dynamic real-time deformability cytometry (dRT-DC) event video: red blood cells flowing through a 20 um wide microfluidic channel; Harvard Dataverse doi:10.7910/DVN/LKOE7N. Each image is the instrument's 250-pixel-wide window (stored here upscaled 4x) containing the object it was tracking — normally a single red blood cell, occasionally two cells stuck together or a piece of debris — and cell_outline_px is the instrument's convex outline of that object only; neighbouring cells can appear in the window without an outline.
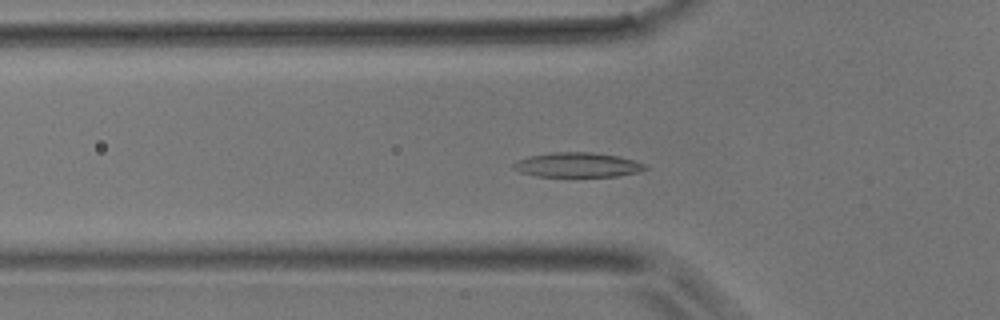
{"species": "common noctule bat (a hibernating species)", "species_latin": "Nyctalus noctula", "temperature_condition": "room temperature", "stored_images_in_passage": 38, "camera_frame_rate_fps": 3000, "um_per_image_px": 0.085, "animal": {"sex": "male", "body_mass_g": 17.9}, "frame": {"image": 1, "passage_image": 4, "time_ms": 1.0, "image_size_px": [1000, 320], "cell_outline_px": [[648, 168], [640, 172], [616, 176], [536, 176], [520, 172], [512, 168], [512, 164], [528, 156], [552, 152], [592, 152], [616, 156], [648, 164]], "centroid_in_image_um": [49.1, 14.01], "position_along_channel_um": 76.7, "area_um2": 18.84}}
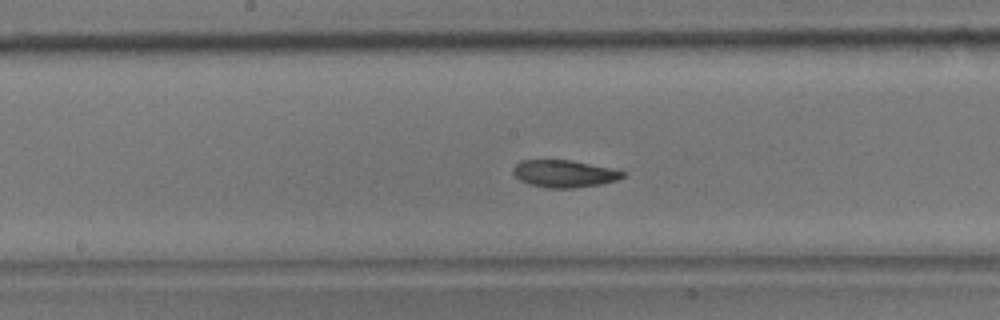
{"frame": {"image": 2, "passage_image": 13, "time_ms": 4.0, "image_size_px": [1000, 320], "cell_outline_px": [[628, 172], [624, 176], [616, 180], [600, 184], [572, 188], [548, 188], [528, 184], [520, 180], [512, 172], [512, 168], [520, 160], [572, 160]], "centroid_in_image_um": [47.93, 14.76], "position_along_channel_um": 200.3, "area_um2": 17.4}}
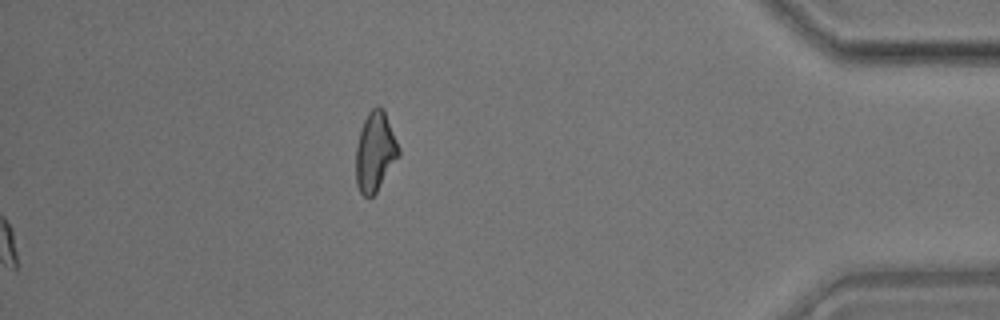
{"frame": {"image": 3, "passage_image": 38, "time_ms": 12.333, "image_size_px": [1000, 320], "cell_outline_px": [[400, 156], [376, 192], [368, 200], [360, 192], [356, 184], [356, 148], [360, 128], [368, 112], [376, 104], [380, 104], [384, 108], [400, 148]], "centroid_in_image_um": [31.89, 12.87], "position_along_channel_um": 403.3, "area_um2": 20.23}}